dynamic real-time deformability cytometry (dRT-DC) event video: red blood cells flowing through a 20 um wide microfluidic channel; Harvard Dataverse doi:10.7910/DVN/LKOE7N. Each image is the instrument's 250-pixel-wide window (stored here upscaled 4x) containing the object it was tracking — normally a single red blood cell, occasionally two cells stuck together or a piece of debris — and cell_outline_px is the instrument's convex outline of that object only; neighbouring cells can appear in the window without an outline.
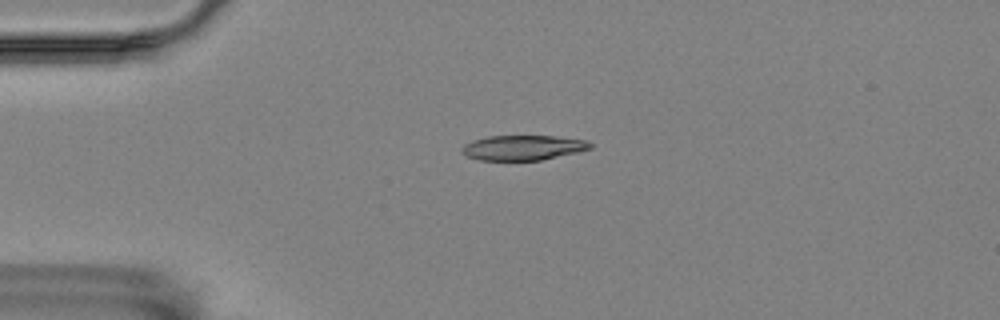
{"species": "Egyptian fruit bat (a non-hibernating species)", "species_latin": "Rousettus aegyptiacus", "temperature_condition": "room temperature", "stored_images_in_passage": 45, "camera_frame_rate_fps": 3000, "um_per_image_px": 0.085, "animal": {"sex": "female"}, "frame": {"image": 1, "passage_image": 2, "time_ms": 0.333, "image_size_px": [1000, 320], "cell_outline_px": [[592, 148], [576, 152], [540, 160], [480, 160], [468, 156], [460, 148], [464, 144], [472, 140], [488, 136], [556, 136], [588, 140], [592, 144]], "centroid_in_image_um": [44.46, 12.54], "position_along_channel_um": 40.5, "area_um2": 18.55}}
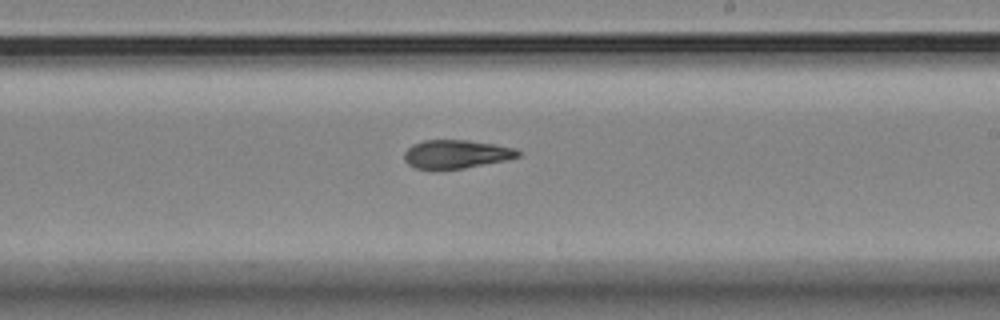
{"frame": {"image": 2, "passage_image": 22, "time_ms": 7.0, "image_size_px": [1000, 320], "cell_outline_px": [[520, 156], [504, 160], [464, 168], [416, 168], [408, 164], [404, 160], [404, 152], [412, 144], [424, 140], [468, 140], [496, 144], [516, 148], [520, 152]], "centroid_in_image_um": [38.78, 13.08], "position_along_channel_um": 250.2, "area_um2": 18.67}}
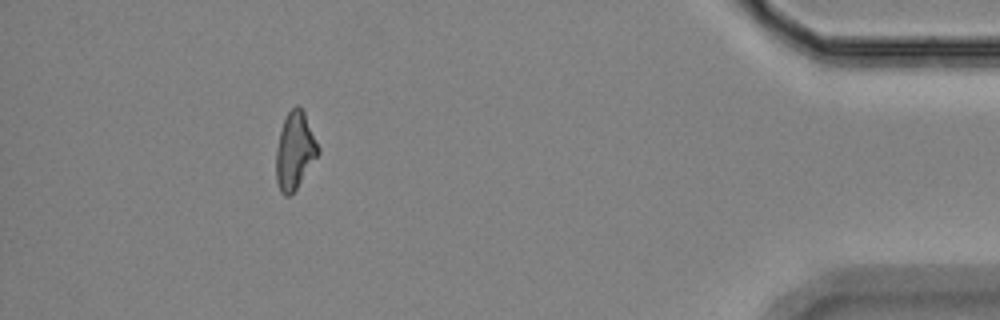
{"frame": {"image": 3, "passage_image": 40, "time_ms": 13.0, "image_size_px": [1000, 320], "cell_outline_px": [[320, 152], [296, 188], [288, 196], [284, 196], [280, 192], [276, 180], [276, 148], [280, 132], [284, 120], [288, 112], [296, 104], [304, 112], [320, 148]], "centroid_in_image_um": [25.05, 12.81], "position_along_channel_um": 410.1, "area_um2": 18.67}, "authors_computed_cell_mechanics": {"area_um2": 19.1896, "velocity_mm_per_s": 3.5418, "shape_relaxation_time_tau1_ms": null, "shape_relaxation_time_tau2_ms": 3.8601, "deformation_change_tau1": null, "deformation_change_tau2": 0.1069}}